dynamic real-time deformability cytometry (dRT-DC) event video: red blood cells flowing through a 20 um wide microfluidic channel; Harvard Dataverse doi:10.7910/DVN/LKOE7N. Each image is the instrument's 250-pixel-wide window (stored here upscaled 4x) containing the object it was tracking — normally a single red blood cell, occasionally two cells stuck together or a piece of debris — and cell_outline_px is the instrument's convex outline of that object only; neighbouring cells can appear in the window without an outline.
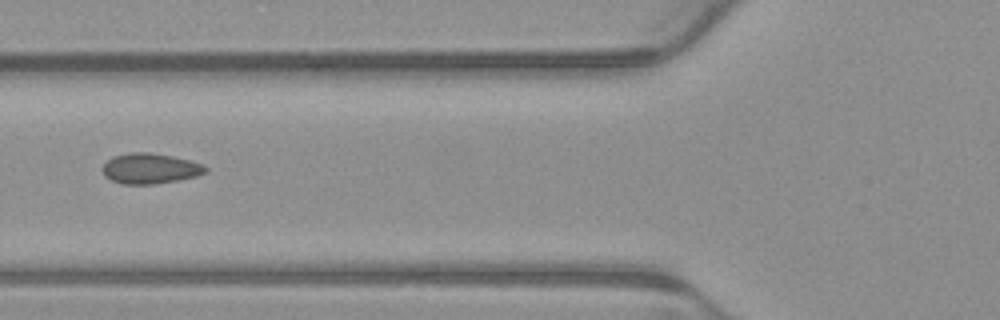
{"species": "common noctule bat (a hibernating species)", "species_latin": "Nyctalus noctula", "temperature_condition": "warm", "stored_images_in_passage": 2, "camera_frame_rate_fps": 3000, "um_per_image_px": 0.085, "animal": {"sex": "male", "body_mass_g": 23.1, "forearm_length_mm": 52.7}, "frame": {"image": 1, "passage_image": 2, "time_ms": 0.333, "image_size_px": [1000, 320], "cell_outline_px": [[208, 172], [196, 176], [156, 184], [120, 184], [104, 176], [100, 168], [112, 156], [132, 152], [148, 152], [172, 156], [204, 164], [208, 168]], "centroid_in_image_um": [12.74, 14.32], "position_along_channel_um": 113.1, "area_um2": 18.38}}